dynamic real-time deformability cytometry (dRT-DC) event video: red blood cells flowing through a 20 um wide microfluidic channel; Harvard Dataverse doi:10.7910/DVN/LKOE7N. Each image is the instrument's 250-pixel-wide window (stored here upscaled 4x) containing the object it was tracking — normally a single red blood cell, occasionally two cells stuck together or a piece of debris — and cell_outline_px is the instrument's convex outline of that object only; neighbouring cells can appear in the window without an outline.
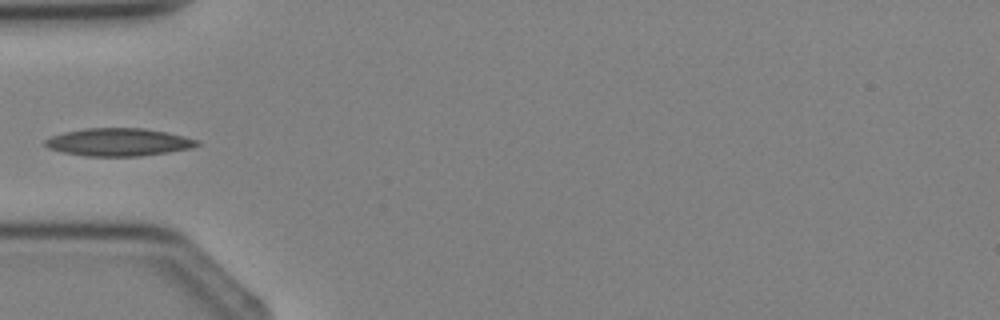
{"species": "Egyptian fruit bat (a non-hibernating species)", "species_latin": "Rousettus aegyptiacus", "temperature_condition": "cold", "stored_images_in_passage": 2, "camera_frame_rate_fps": 3000, "um_per_image_px": 0.085, "animal": {"sex": "female"}, "frame": {"image": 1, "passage_image": 2, "time_ms": 1.333, "image_size_px": [1000, 320], "cell_outline_px": [[200, 144], [188, 148], [168, 152], [140, 156], [84, 156], [64, 152], [48, 148], [44, 144], [44, 140], [52, 136], [64, 132], [84, 128], [144, 128], [184, 136], [196, 140]], "centroid_in_image_um": [10.02, 12.08], "position_along_channel_um": 75.0, "area_um2": 24.33}}